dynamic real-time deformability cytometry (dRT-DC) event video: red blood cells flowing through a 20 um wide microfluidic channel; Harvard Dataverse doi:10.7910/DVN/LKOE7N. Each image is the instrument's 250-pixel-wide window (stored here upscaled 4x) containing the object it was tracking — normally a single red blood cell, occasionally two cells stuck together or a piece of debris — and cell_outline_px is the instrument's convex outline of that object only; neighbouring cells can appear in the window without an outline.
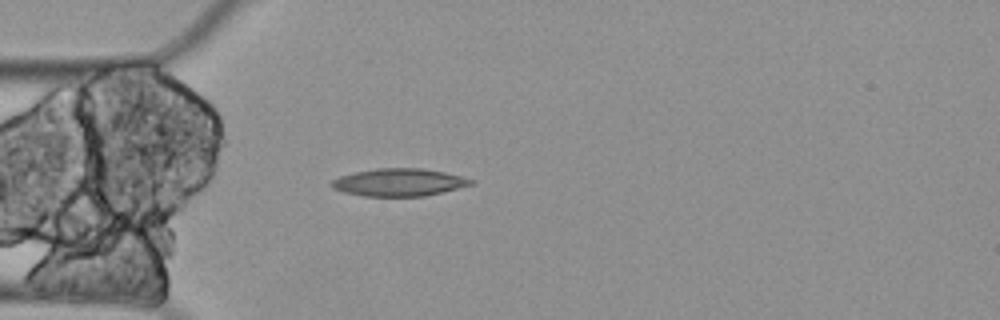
{"species": "Egyptian fruit bat (a non-hibernating species)", "species_latin": "Rousettus aegyptiacus", "temperature_condition": "cold", "stored_images_in_passage": 1, "camera_frame_rate_fps": 3000, "um_per_image_px": 0.085, "animal": {"sex": "female"}, "frame": {"image": 1, "passage_image": 1, "time_ms": 0.0, "image_size_px": [1000, 320], "cell_outline_px": [[476, 184], [444, 192], [424, 196], [364, 196], [344, 192], [332, 188], [328, 184], [332, 180], [340, 176], [356, 172], [376, 168], [424, 168], [444, 172], [476, 180]], "centroid_in_image_um": [33.95, 15.5], "position_along_channel_um": 51.1, "area_um2": 22.6}}